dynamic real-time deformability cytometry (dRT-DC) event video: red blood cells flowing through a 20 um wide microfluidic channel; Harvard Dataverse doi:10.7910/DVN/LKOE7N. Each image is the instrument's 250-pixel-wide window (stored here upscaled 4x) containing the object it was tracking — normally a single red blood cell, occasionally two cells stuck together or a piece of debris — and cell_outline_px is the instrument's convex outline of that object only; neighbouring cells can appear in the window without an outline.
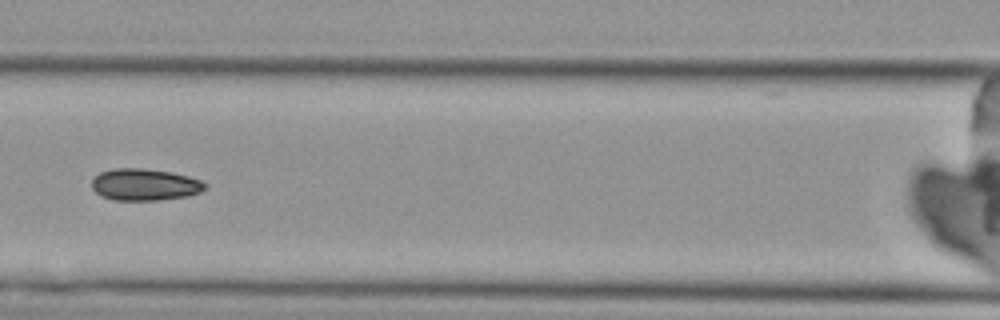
{"species": "Egyptian fruit bat (a non-hibernating species)", "species_latin": "Rousettus aegyptiacus", "temperature_condition": "cold", "stored_images_in_passage": 6, "camera_frame_rate_fps": 3000, "um_per_image_px": 0.085, "animal": {"sex": "female"}, "frame": {"image": 1, "passage_image": 6, "time_ms": 6.333, "image_size_px": [1000, 320], "cell_outline_px": [[208, 188], [200, 192], [188, 196], [156, 200], [112, 200], [100, 196], [92, 188], [92, 180], [100, 172], [112, 168], [144, 168], [172, 172], [188, 176], [200, 180], [208, 184]], "centroid_in_image_um": [12.31, 15.69], "position_along_channel_um": 154.3, "area_um2": 21.21}}